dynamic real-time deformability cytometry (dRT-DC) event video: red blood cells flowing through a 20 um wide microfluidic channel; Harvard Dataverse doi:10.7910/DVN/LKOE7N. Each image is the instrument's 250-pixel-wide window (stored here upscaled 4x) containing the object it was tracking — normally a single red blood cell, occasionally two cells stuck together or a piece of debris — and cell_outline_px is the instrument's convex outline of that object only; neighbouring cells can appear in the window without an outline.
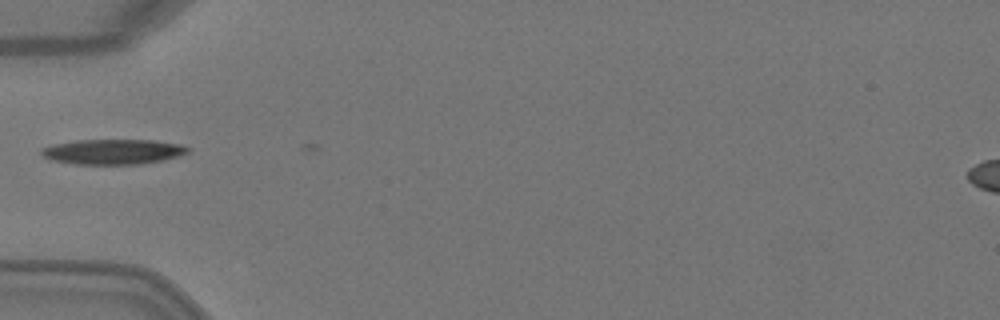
{"species": "Egyptian fruit bat (a non-hibernating species)", "species_latin": "Rousettus aegyptiacus", "temperature_condition": "warm", "stored_images_in_passage": 5, "camera_frame_rate_fps": 3000, "um_per_image_px": 0.085, "animal": {"sex": "female"}, "frame": {"image": 1, "passage_image": 4, "time_ms": 1.0, "image_size_px": [1000, 320], "cell_outline_px": [[192, 148], [188, 152], [176, 156], [160, 160], [136, 164], [76, 164], [52, 160], [44, 156], [40, 152], [40, 148], [56, 144], [76, 140], [152, 140], [180, 144]], "centroid_in_image_um": [9.59, 12.89], "position_along_channel_um": 75.4, "area_um2": 21.15}}